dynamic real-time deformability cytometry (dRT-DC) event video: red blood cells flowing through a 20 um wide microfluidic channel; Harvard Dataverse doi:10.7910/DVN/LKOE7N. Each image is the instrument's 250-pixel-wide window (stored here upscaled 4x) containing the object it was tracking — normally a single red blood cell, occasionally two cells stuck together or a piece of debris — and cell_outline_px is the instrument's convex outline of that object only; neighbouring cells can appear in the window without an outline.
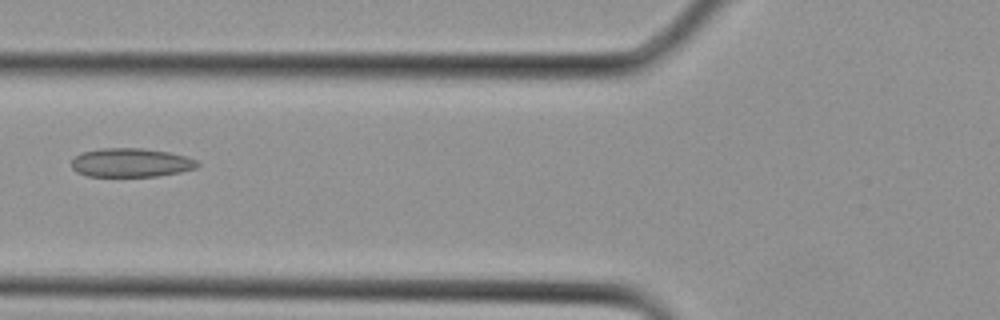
{"species": "Egyptian fruit bat (a non-hibernating species)", "species_latin": "Rousettus aegyptiacus", "temperature_condition": "cold", "stored_images_in_passage": 6, "camera_frame_rate_fps": 3000, "um_per_image_px": 0.085, "animal": {"sex": "female"}, "frame": {"image": 1, "passage_image": 3, "time_ms": 0.667, "image_size_px": [1000, 320], "cell_outline_px": [[200, 164], [196, 168], [180, 172], [156, 176], [88, 176], [76, 172], [72, 168], [72, 160], [80, 152], [100, 148], [144, 148], [168, 152], [184, 156], [196, 160]], "centroid_in_image_um": [11.1, 13.82], "position_along_channel_um": 114.7, "area_um2": 21.15}}
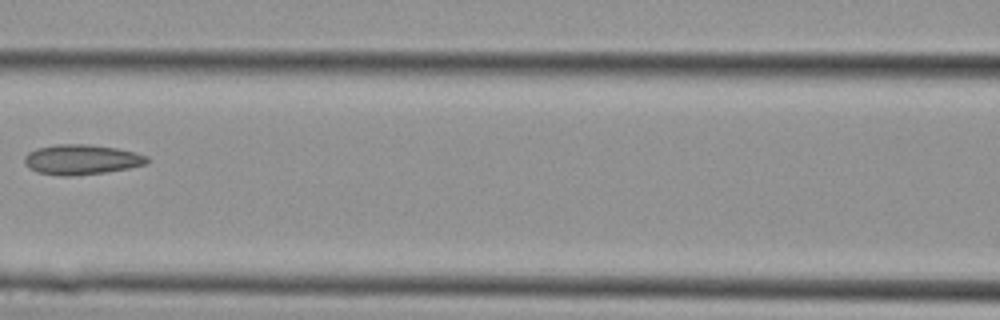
{"frame": {"image": 2, "passage_image": 5, "time_ms": 1.333, "image_size_px": [1000, 320], "cell_outline_px": [[148, 164], [128, 168], [104, 172], [76, 176], [60, 176], [36, 172], [28, 168], [24, 164], [24, 156], [28, 152], [36, 148], [56, 144], [88, 144], [116, 148], [136, 152], [148, 156]], "centroid_in_image_um": [6.9, 13.56], "position_along_channel_um": 159.7, "area_um2": 21.73}}